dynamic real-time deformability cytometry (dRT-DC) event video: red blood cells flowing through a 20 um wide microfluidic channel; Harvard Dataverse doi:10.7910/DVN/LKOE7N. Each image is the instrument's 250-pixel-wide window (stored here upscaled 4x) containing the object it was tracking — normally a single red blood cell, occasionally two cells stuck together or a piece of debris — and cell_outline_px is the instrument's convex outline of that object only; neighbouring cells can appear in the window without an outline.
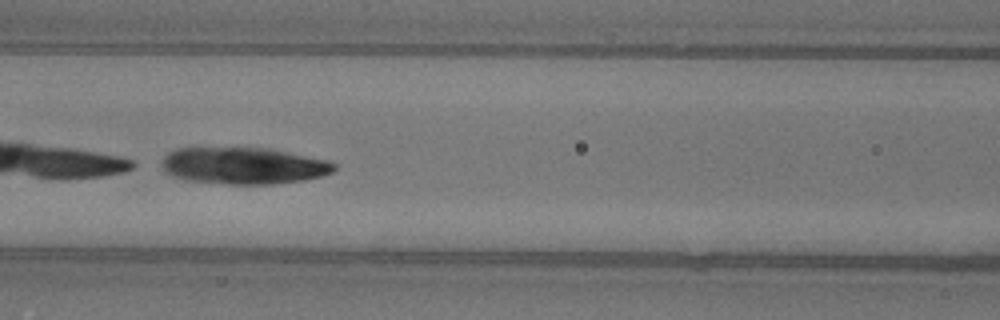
{"species": "common noctule bat (a hibernating species)", "species_latin": "Nyctalus noctula", "temperature_condition": "warm", "stored_images_in_passage": 50, "camera_frame_rate_fps": 3000, "um_per_image_px": 0.085, "animal": {"sex": "female"}, "frame": {"image": 1, "passage_image": 23, "time_ms": 7.333, "image_size_px": [1000, 320], "cell_outline_px": [[336, 168], [332, 172], [324, 176], [304, 180], [272, 184], [228, 184], [184, 180], [172, 176], [164, 172], [160, 164], [164, 156], [168, 152], [176, 148], [268, 148], [328, 160], [336, 164]], "centroid_in_image_um": [20.68, 14.09], "position_along_channel_um": 145.9, "area_um2": 37.22}}